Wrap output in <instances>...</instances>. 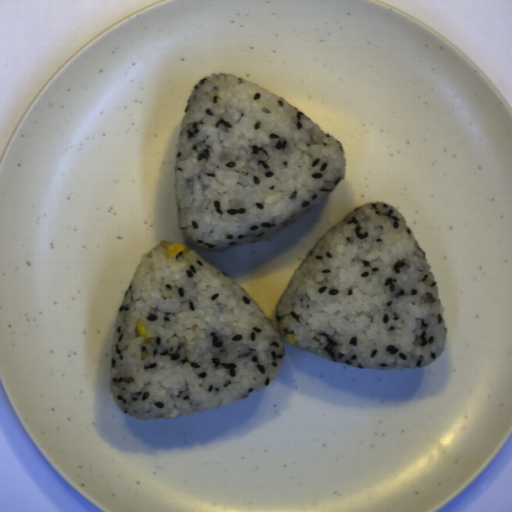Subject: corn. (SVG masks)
Here are the masks:
<instances>
[{"label":"corn","instance_id":"51d56268","mask_svg":"<svg viewBox=\"0 0 512 512\" xmlns=\"http://www.w3.org/2000/svg\"><path fill=\"white\" fill-rule=\"evenodd\" d=\"M187 252H189V246L180 243H173L166 249L165 256L166 259L169 260L173 256L178 255L179 253L186 254Z\"/></svg>","mask_w":512,"mask_h":512},{"label":"corn","instance_id":"f1292c28","mask_svg":"<svg viewBox=\"0 0 512 512\" xmlns=\"http://www.w3.org/2000/svg\"><path fill=\"white\" fill-rule=\"evenodd\" d=\"M135 331L137 333V336L142 337L144 341H148V340L152 339L151 337H149L147 335L148 328H146L145 326L142 325L141 318H139L136 322Z\"/></svg>","mask_w":512,"mask_h":512},{"label":"corn","instance_id":"5cfa1b94","mask_svg":"<svg viewBox=\"0 0 512 512\" xmlns=\"http://www.w3.org/2000/svg\"><path fill=\"white\" fill-rule=\"evenodd\" d=\"M296 335H297V334H295V333H289V334H287L286 336H284V338H283V339H284L285 341H287L288 343H291V344L293 345V344H296V343H297V341H298V340L295 338V336H296Z\"/></svg>","mask_w":512,"mask_h":512}]
</instances>
